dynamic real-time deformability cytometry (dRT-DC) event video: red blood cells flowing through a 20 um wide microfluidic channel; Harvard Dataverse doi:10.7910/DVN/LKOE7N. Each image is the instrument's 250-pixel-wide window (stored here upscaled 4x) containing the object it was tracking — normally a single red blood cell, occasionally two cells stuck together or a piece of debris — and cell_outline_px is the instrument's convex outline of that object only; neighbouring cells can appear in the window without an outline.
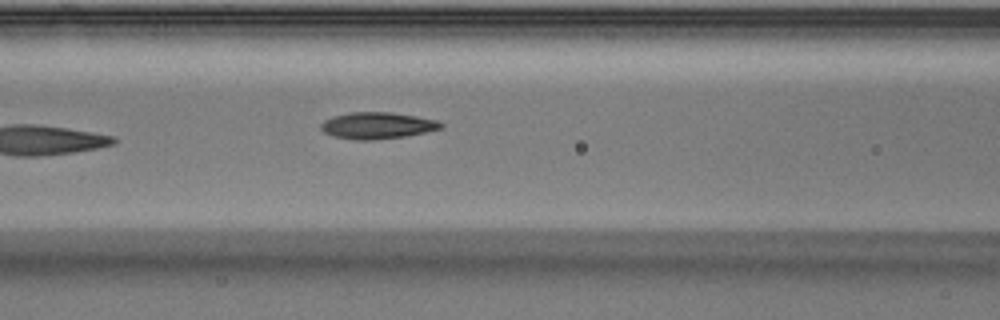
{"species": "Egyptian fruit bat (a non-hibernating species)", "species_latin": "Rousettus aegyptiacus", "temperature_condition": "warm", "stored_images_in_passage": 6, "camera_frame_rate_fps": 3000, "um_per_image_px": 0.085, "animal": {"sex": "male"}, "frame": {"image": 1, "passage_image": 6, "time_ms": 1.667, "image_size_px": [1000, 320], "cell_outline_px": [[444, 128], [404, 136], [372, 140], [356, 140], [332, 136], [324, 132], [320, 128], [320, 124], [324, 120], [332, 116], [352, 112], [392, 112], [416, 116], [436, 120], [444, 124]], "centroid_in_image_um": [32.05, 10.66], "position_along_channel_um": 134.6, "area_um2": 18.61}}